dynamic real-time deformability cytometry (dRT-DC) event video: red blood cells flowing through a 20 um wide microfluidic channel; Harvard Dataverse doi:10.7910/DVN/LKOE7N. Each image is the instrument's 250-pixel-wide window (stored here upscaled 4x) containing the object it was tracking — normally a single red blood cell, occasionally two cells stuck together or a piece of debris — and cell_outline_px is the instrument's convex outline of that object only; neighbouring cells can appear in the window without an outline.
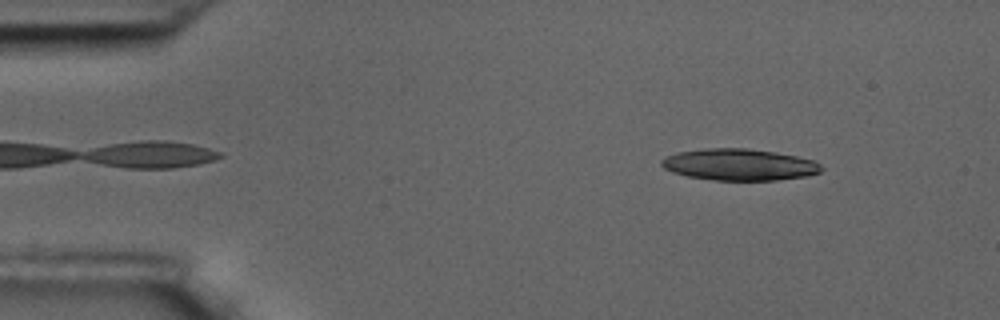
{"species": "common noctule bat (a hibernating species)", "species_latin": "Nyctalus noctula", "temperature_condition": "room temperature", "stored_images_in_passage": 14, "camera_frame_rate_fps": 3000, "um_per_image_px": 0.085, "animal": {"sex": "male", "body_mass_g": 17.5, "forearm_length_mm": 52.3}, "frame": {"image": 1, "passage_image": 5, "time_ms": 1.333, "image_size_px": [1000, 320], "cell_outline_px": [[824, 168], [820, 172], [808, 176], [776, 180], [712, 180], [688, 176], [672, 172], [664, 168], [660, 164], [660, 160], [664, 156], [676, 152], [704, 148], [748, 148], [776, 152], [816, 160]], "centroid_in_image_um": [62.83, 13.98], "position_along_channel_um": 22.2, "area_um2": 29.77}}